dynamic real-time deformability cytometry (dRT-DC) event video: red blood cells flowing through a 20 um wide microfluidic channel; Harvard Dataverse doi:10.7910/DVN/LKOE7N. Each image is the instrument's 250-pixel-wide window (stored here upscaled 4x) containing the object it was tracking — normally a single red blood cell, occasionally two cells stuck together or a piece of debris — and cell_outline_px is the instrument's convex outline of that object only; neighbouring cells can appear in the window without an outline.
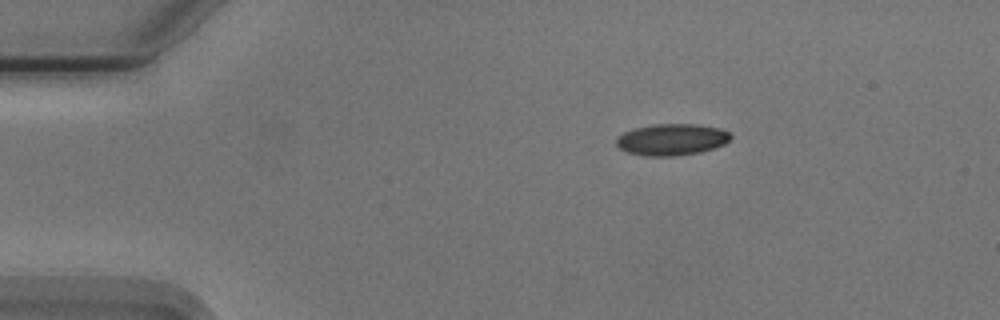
{"species": "Egyptian fruit bat (a non-hibernating species)", "species_latin": "Rousettus aegyptiacus", "temperature_condition": "cold", "stored_images_in_passage": 46, "camera_frame_rate_fps": 3000, "um_per_image_px": 0.085, "animal": {"sex": "male"}, "frame": {"image": 1, "passage_image": 1, "time_ms": 0.0, "image_size_px": [1000, 320], "cell_outline_px": [[732, 136], [724, 144], [700, 152], [676, 156], [644, 156], [628, 152], [620, 148], [616, 144], [616, 136], [624, 132], [636, 128], [656, 124], [696, 124], [720, 128], [728, 132]], "centroid_in_image_um": [57.08, 11.86], "position_along_channel_um": 27.9, "area_um2": 20.92}}
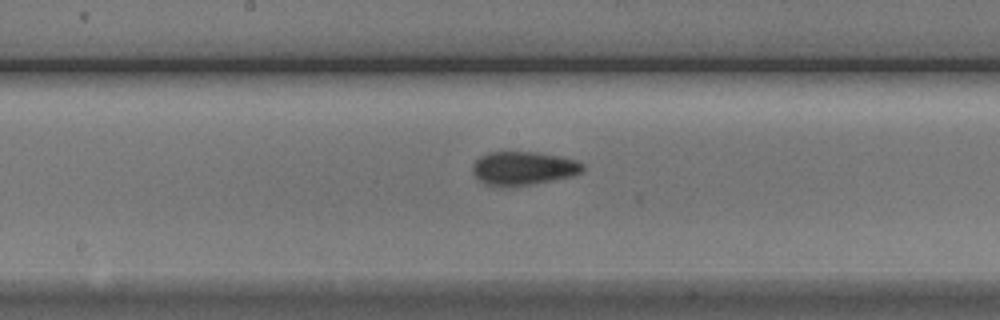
{"frame": {"image": 2, "passage_image": 20, "time_ms": 6.333, "image_size_px": [1000, 320], "cell_outline_px": [[584, 168], [580, 172], [572, 176], [532, 184], [504, 188], [484, 184], [472, 172], [472, 168], [476, 160], [480, 156], [488, 152], [536, 152], [576, 160], [584, 164]], "centroid_in_image_um": [44.44, 14.32], "position_along_channel_um": 203.8, "area_um2": 21.56}}
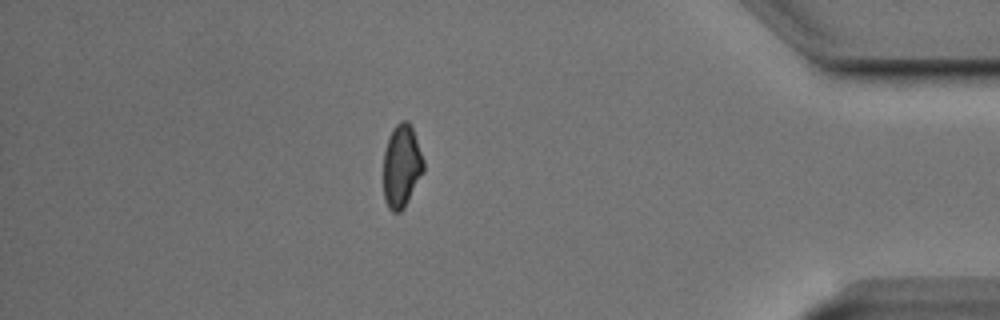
{"frame": {"image": 3, "passage_image": 39, "time_ms": 12.667, "image_size_px": [1000, 320], "cell_outline_px": [[424, 172], [404, 208], [400, 212], [392, 212], [388, 208], [384, 200], [384, 152], [388, 140], [396, 124], [400, 120], [408, 120], [412, 128], [424, 160]], "centroid_in_image_um": [34.14, 14.15], "position_along_channel_um": 401.1, "area_um2": 19.36}, "authors_computed_cell_mechanics": {"area_um2": 20.3456, "velocity_mm_per_s": 3.7493, "shape_relaxation_time_tau1_ms": 4.5926, "shape_relaxation_time_tau2_ms": 2.2273, "deformation_change_tau1": 0.1104, "deformation_change_tau2": 0.077}}